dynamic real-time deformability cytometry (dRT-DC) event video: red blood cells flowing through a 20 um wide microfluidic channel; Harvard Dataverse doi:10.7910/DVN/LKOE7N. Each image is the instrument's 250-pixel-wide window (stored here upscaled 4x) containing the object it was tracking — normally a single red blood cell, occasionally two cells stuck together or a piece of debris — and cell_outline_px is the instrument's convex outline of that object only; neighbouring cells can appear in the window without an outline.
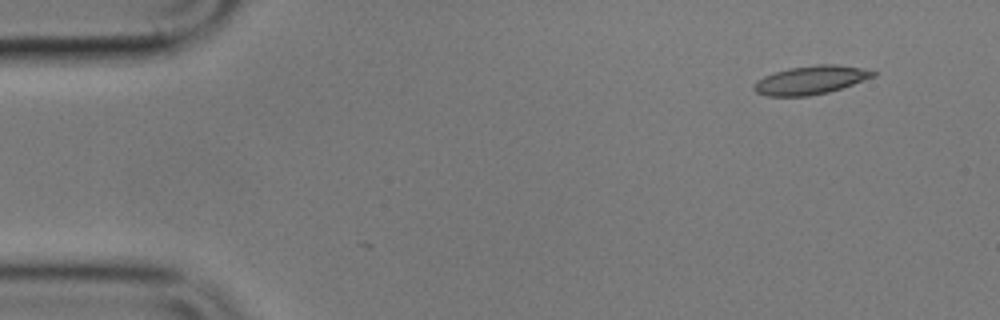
{"species": "common noctule bat (a hibernating species)", "species_latin": "Nyctalus noctula", "temperature_condition": "cold", "stored_images_in_passage": 2, "camera_frame_rate_fps": 3000, "um_per_image_px": 0.085, "animal": {"sex": "male", "body_mass_g": 17.9}, "frame": {"image": 1, "passage_image": 2, "time_ms": 1.0, "image_size_px": [1000, 320], "cell_outline_px": [[876, 76], [828, 92], [808, 96], [768, 96], [756, 92], [752, 88], [756, 80], [764, 76], [788, 68], [816, 64], [836, 64], [860, 68], [876, 72]], "centroid_in_image_um": [68.87, 6.8], "position_along_channel_um": 16.1, "area_um2": 19.65}}